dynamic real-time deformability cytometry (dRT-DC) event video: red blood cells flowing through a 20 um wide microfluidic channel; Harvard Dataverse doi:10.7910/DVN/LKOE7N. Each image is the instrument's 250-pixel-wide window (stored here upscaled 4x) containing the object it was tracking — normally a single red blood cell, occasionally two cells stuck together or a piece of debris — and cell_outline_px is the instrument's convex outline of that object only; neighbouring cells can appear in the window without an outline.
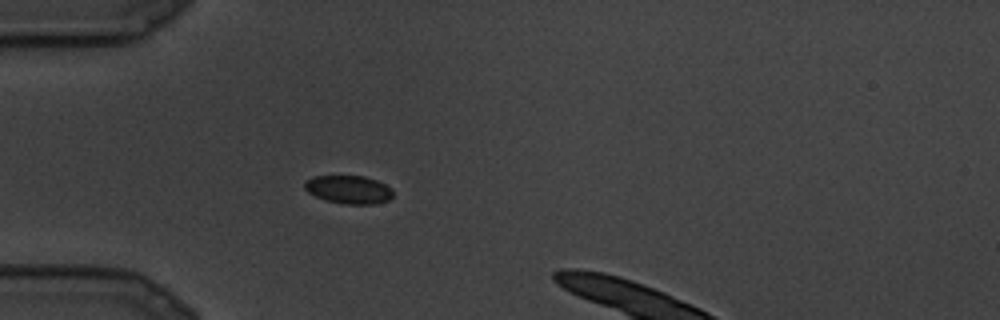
{"species": "common noctule bat (a hibernating species)", "species_latin": "Nyctalus noctula", "temperature_condition": "cold", "stored_images_in_passage": 22, "camera_frame_rate_fps": 3000, "um_per_image_px": 0.085, "animal": {"sex": "male", "body_mass_g": 19.5, "forearm_length_mm": 54.6}, "frame": {"image": 1, "passage_image": 7, "time_ms": 2.0, "image_size_px": [1000, 320], "cell_outline_px": [[392, 196], [388, 200], [376, 204], [344, 204], [328, 200], [316, 196], [308, 192], [304, 188], [304, 180], [312, 176], [364, 176], [376, 180], [392, 188]], "centroid_in_image_um": [29.63, 16.1], "position_along_channel_um": 55.4, "area_um2": 14.51}}
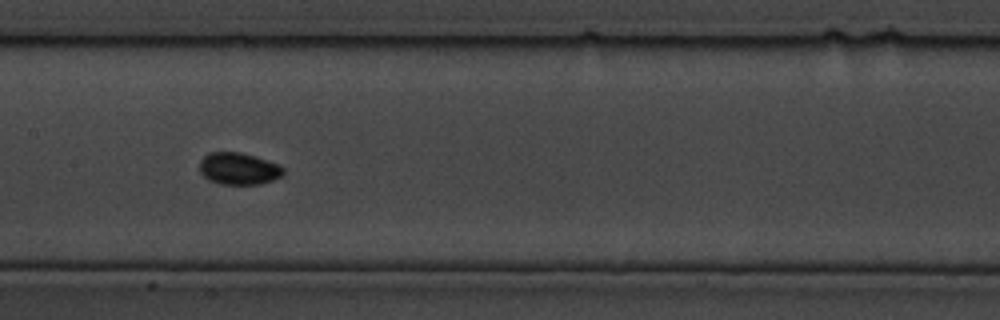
{"frame": {"image": 2, "passage_image": 12, "time_ms": 3.667, "image_size_px": [1000, 320], "cell_outline_px": [[284, 172], [280, 176], [272, 180], [260, 184], [220, 184], [208, 180], [200, 172], [200, 160], [208, 152], [240, 152], [256, 156], [280, 164], [284, 168]], "centroid_in_image_um": [20.28, 14.32], "position_along_channel_um": 187.1, "area_um2": 15.72}}
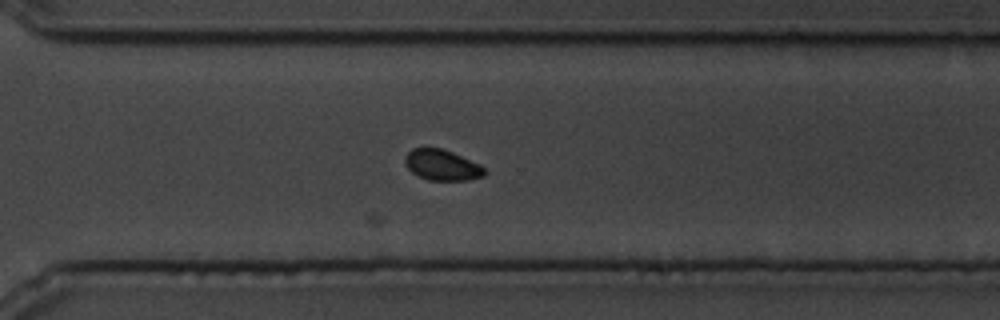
{"frame": {"image": 3, "passage_image": 18, "time_ms": 5.667, "image_size_px": [1000, 320], "cell_outline_px": [[488, 172], [484, 176], [468, 180], [428, 180], [412, 172], [404, 164], [404, 156], [412, 148], [440, 148], [452, 152], [480, 164]], "centroid_in_image_um": [37.58, 14.03], "position_along_channel_um": 333.0, "area_um2": 14.28}}